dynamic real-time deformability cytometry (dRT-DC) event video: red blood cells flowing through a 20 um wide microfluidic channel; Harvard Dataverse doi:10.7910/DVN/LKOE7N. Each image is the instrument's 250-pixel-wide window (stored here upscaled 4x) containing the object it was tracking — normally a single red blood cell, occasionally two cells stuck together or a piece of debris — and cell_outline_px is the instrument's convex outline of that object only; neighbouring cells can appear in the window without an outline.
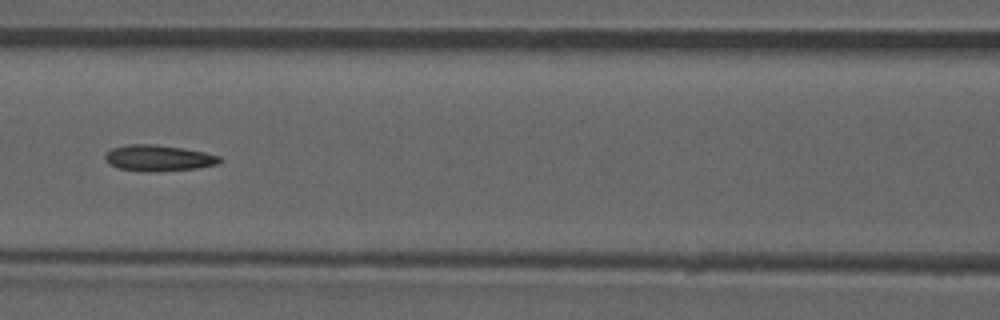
{"species": "common noctule bat (a hibernating species)", "species_latin": "Nyctalus noctula", "temperature_condition": "room temperature", "stored_images_in_passage": 51, "camera_frame_rate_fps": 3000, "um_per_image_px": 0.085, "animal": {"sex": "male", "forearm_length_mm": 52.5}, "frame": {"image": 1, "passage_image": 22, "time_ms": 7.0, "image_size_px": [1000, 320], "cell_outline_px": [[224, 160], [220, 164], [196, 168], [152, 172], [140, 172], [120, 168], [104, 160], [104, 156], [112, 148], [128, 144], [156, 144], [184, 148], [204, 152], [220, 156]], "centroid_in_image_um": [13.51, 13.43], "position_along_channel_um": 153.1, "area_um2": 17.57}, "authors_computed_cell_mechanics": {"area_um2": 17.051, "velocity_mm_per_s": 3.8782, "shape_relaxation_time_tau1_ms": null, "shape_relaxation_time_tau2_ms": 7.7982, "deformation_change_tau1": null, "deformation_change_tau2": 0.1668}}